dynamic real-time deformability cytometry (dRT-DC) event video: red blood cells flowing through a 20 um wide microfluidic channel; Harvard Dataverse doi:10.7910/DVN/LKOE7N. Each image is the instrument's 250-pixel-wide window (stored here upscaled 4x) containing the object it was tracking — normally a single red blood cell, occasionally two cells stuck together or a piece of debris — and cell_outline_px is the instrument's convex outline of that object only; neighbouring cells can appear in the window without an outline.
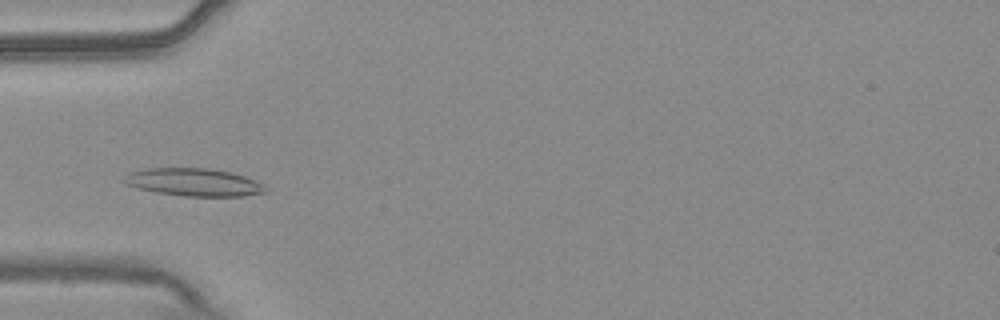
{"species": "common noctule bat (a hibernating species)", "species_latin": "Nyctalus noctula", "temperature_condition": "warm", "stored_images_in_passage": 55, "camera_frame_rate_fps": 3000, "um_per_image_px": 0.085, "animal": {"sex": "male", "body_mass_g": 20.4}, "frame": {"image": 1, "passage_image": 18, "time_ms": 5.667, "image_size_px": [1000, 320], "cell_outline_px": [[268, 192], [244, 196], [184, 196], [156, 192], [136, 188], [128, 184], [124, 180], [124, 176], [128, 172], [148, 168], [208, 168], [232, 172], [244, 176], [264, 184], [268, 188]], "centroid_in_image_um": [16.51, 15.49], "position_along_channel_um": 68.5, "area_um2": 22.95}}
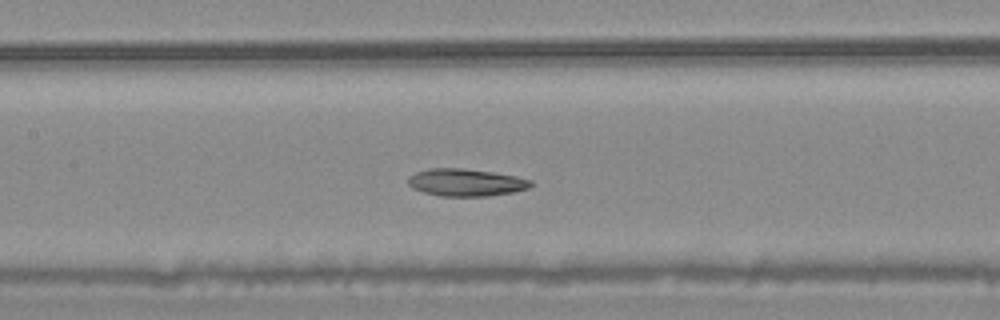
{"frame": {"image": 2, "passage_image": 26, "time_ms": 8.333, "image_size_px": [1000, 320], "cell_outline_px": [[532, 184], [528, 188], [512, 192], [488, 196], [440, 196], [424, 192], [412, 188], [408, 184], [408, 176], [416, 172], [428, 168], [460, 168], [492, 172], [516, 176], [532, 180]], "centroid_in_image_um": [39.57, 15.5], "position_along_channel_um": 167.8, "area_um2": 19.54}}
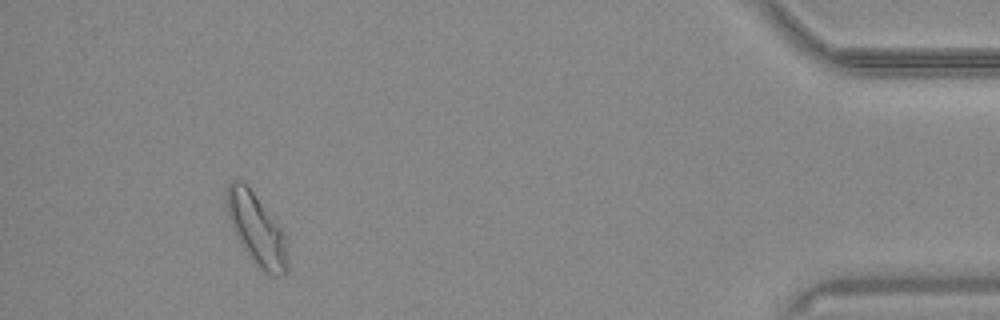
{"frame": {"image": 3, "passage_image": 51, "time_ms": 16.667, "image_size_px": [1000, 320], "cell_outline_px": [[288, 272], [284, 276], [276, 276], [264, 272], [256, 264], [236, 236], [224, 204], [228, 184], [232, 180], [236, 180], [244, 184], [252, 192], [284, 232], [288, 264]], "centroid_in_image_um": [21.81, 19.52], "position_along_channel_um": 413.4, "area_um2": 24.68}, "authors_computed_cell_mechanics": {"area_um2": 21.7906, "velocity_mm_per_s": 3.7052, "shape_relaxation_time_tau1_ms": null, "shape_relaxation_time_tau2_ms": 4.453, "deformation_change_tau1": null, "deformation_change_tau2": 0.1067}}